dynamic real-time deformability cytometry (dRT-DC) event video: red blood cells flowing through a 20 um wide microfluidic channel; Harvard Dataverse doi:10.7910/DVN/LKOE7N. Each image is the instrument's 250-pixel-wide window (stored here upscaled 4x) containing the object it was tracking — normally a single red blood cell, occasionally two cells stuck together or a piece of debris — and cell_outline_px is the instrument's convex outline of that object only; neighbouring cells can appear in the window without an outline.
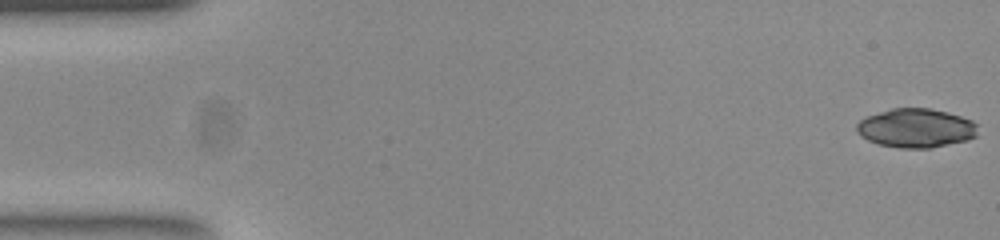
{"species": "common noctule bat (a hibernating species)", "species_latin": "Nyctalus noctula", "temperature_condition": "room temperature", "stored_images_in_passage": 52, "camera_frame_rate_fps": 3000, "um_per_image_px": 0.085, "animal": {"sex": "female", "body_mass_g": 23.0, "forearm_length_mm": 53.4}, "frame": {"image": 1, "passage_image": 1, "time_ms": 0.0, "image_size_px": [1000, 240], "cell_outline_px": [[980, 124], [976, 136], [968, 140], [932, 148], [900, 148], [880, 144], [868, 140], [860, 136], [856, 132], [856, 124], [860, 120], [868, 116], [892, 108], [928, 108], [948, 112], [972, 120]], "centroid_in_image_um": [77.89, 10.89], "position_along_channel_um": 7.1, "area_um2": 27.74}}
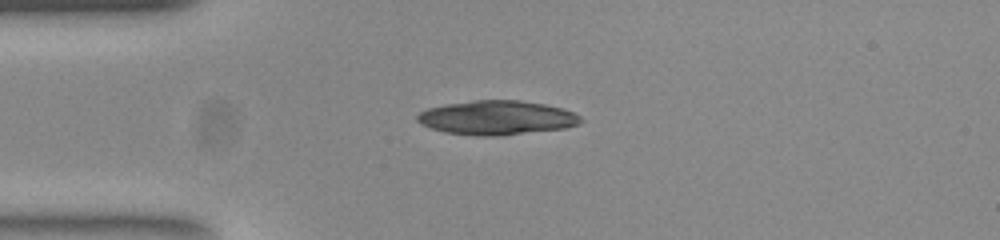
{"frame": {"image": 2, "passage_image": 13, "time_ms": 4.0, "image_size_px": [1000, 240], "cell_outline_px": [[584, 120], [580, 124], [564, 128], [500, 136], [476, 136], [444, 132], [420, 124], [416, 120], [416, 116], [420, 112], [428, 108], [448, 104], [472, 100], [520, 100], [544, 104], [564, 108], [580, 116]], "centroid_in_image_um": [42.24, 10.01], "position_along_channel_um": 42.8, "area_um2": 32.71}}